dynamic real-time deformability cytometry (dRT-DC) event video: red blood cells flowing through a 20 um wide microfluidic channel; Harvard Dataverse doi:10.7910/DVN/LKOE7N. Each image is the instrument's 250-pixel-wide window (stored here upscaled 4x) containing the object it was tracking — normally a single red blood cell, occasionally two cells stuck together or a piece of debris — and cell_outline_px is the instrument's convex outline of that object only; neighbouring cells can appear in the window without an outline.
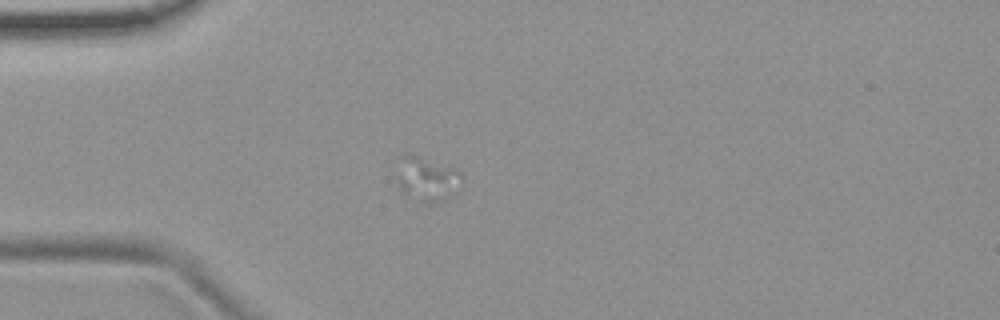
{"species": "common noctule bat (a hibernating species)", "species_latin": "Nyctalus noctula", "temperature_condition": "room temperature", "stored_images_in_passage": 16, "camera_frame_rate_fps": 3000, "um_per_image_px": 0.085, "animal": {"sex": "female", "body_mass_g": 19.9}, "frame": {"image": 1, "passage_image": 5, "time_ms": 1.333, "image_size_px": [1000, 320], "cell_outline_px": [[464, 180], [408, 192], [404, 192], [400, 188], [400, 180], [404, 156], [416, 156], [460, 172]], "centroid_in_image_um": [36.15, 14.83], "position_along_channel_um": 48.8, "area_um2": 10.69}}
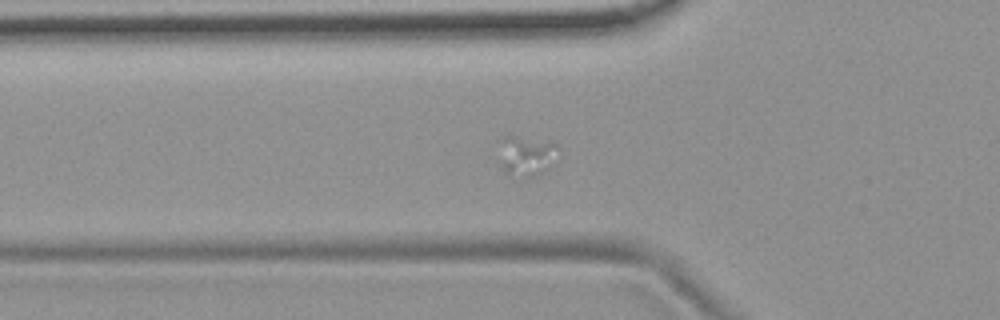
{"frame": {"image": 2, "passage_image": 9, "time_ms": 2.667, "image_size_px": [1000, 320], "cell_outline_px": [[560, 148], [544, 172], [536, 176], [524, 180], [508, 176], [504, 172], [504, 136], [512, 136], [556, 144]], "centroid_in_image_um": [44.81, 13.34], "position_along_channel_um": 81.0, "area_um2": 13.01}}
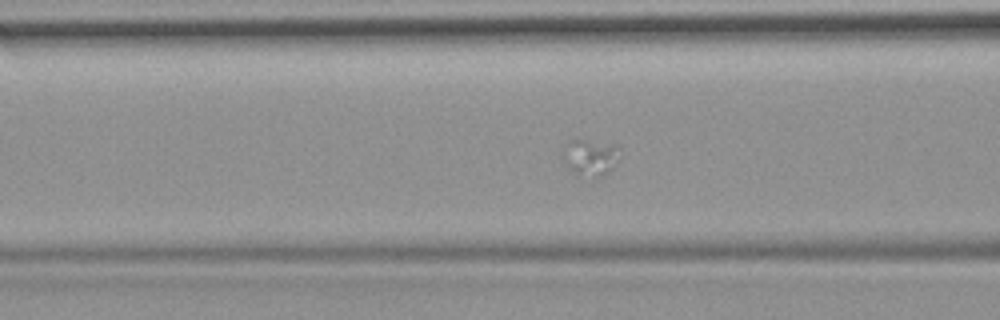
{"frame": {"image": 3, "passage_image": 12, "time_ms": 3.667, "image_size_px": [1000, 320], "cell_outline_px": [[620, 148], [612, 168], [604, 176], [596, 180], [576, 176], [568, 168], [560, 156], [568, 140], [584, 140], [616, 144]], "centroid_in_image_um": [50.12, 13.43], "position_along_channel_um": 116.5, "area_um2": 12.6}}